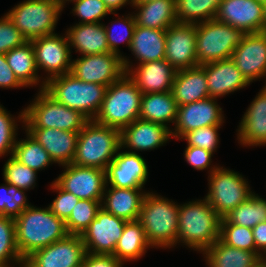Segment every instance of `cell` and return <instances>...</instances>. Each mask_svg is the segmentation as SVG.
Segmentation results:
<instances>
[{
	"mask_svg": "<svg viewBox=\"0 0 266 267\" xmlns=\"http://www.w3.org/2000/svg\"><path fill=\"white\" fill-rule=\"evenodd\" d=\"M16 245L23 260L34 251L64 239L68 233L65 222L49 207L30 205L15 218Z\"/></svg>",
	"mask_w": 266,
	"mask_h": 267,
	"instance_id": "1",
	"label": "cell"
},
{
	"mask_svg": "<svg viewBox=\"0 0 266 267\" xmlns=\"http://www.w3.org/2000/svg\"><path fill=\"white\" fill-rule=\"evenodd\" d=\"M221 217L203 198L179 205L176 244L203 253L220 238Z\"/></svg>",
	"mask_w": 266,
	"mask_h": 267,
	"instance_id": "2",
	"label": "cell"
},
{
	"mask_svg": "<svg viewBox=\"0 0 266 267\" xmlns=\"http://www.w3.org/2000/svg\"><path fill=\"white\" fill-rule=\"evenodd\" d=\"M179 205L161 195L147 192L138 221L152 248H173L178 235Z\"/></svg>",
	"mask_w": 266,
	"mask_h": 267,
	"instance_id": "3",
	"label": "cell"
},
{
	"mask_svg": "<svg viewBox=\"0 0 266 267\" xmlns=\"http://www.w3.org/2000/svg\"><path fill=\"white\" fill-rule=\"evenodd\" d=\"M120 147V130L89 120L79 132L72 164L106 170Z\"/></svg>",
	"mask_w": 266,
	"mask_h": 267,
	"instance_id": "4",
	"label": "cell"
},
{
	"mask_svg": "<svg viewBox=\"0 0 266 267\" xmlns=\"http://www.w3.org/2000/svg\"><path fill=\"white\" fill-rule=\"evenodd\" d=\"M142 92L125 73L106 88L101 108L94 121L122 130L139 119Z\"/></svg>",
	"mask_w": 266,
	"mask_h": 267,
	"instance_id": "5",
	"label": "cell"
},
{
	"mask_svg": "<svg viewBox=\"0 0 266 267\" xmlns=\"http://www.w3.org/2000/svg\"><path fill=\"white\" fill-rule=\"evenodd\" d=\"M106 88L104 85L79 80L67 73L46 81L44 90L57 102L94 120L101 108Z\"/></svg>",
	"mask_w": 266,
	"mask_h": 267,
	"instance_id": "6",
	"label": "cell"
},
{
	"mask_svg": "<svg viewBox=\"0 0 266 267\" xmlns=\"http://www.w3.org/2000/svg\"><path fill=\"white\" fill-rule=\"evenodd\" d=\"M89 121L80 111L57 102L44 89L24 108L23 129H58L80 132Z\"/></svg>",
	"mask_w": 266,
	"mask_h": 267,
	"instance_id": "7",
	"label": "cell"
},
{
	"mask_svg": "<svg viewBox=\"0 0 266 267\" xmlns=\"http://www.w3.org/2000/svg\"><path fill=\"white\" fill-rule=\"evenodd\" d=\"M198 65L230 59L246 33L216 19L195 23Z\"/></svg>",
	"mask_w": 266,
	"mask_h": 267,
	"instance_id": "8",
	"label": "cell"
},
{
	"mask_svg": "<svg viewBox=\"0 0 266 267\" xmlns=\"http://www.w3.org/2000/svg\"><path fill=\"white\" fill-rule=\"evenodd\" d=\"M63 9L56 0H24L6 15L27 40L55 34Z\"/></svg>",
	"mask_w": 266,
	"mask_h": 267,
	"instance_id": "9",
	"label": "cell"
},
{
	"mask_svg": "<svg viewBox=\"0 0 266 267\" xmlns=\"http://www.w3.org/2000/svg\"><path fill=\"white\" fill-rule=\"evenodd\" d=\"M208 185L209 191L204 198L221 218L254 193L243 175L222 166L209 174Z\"/></svg>",
	"mask_w": 266,
	"mask_h": 267,
	"instance_id": "10",
	"label": "cell"
},
{
	"mask_svg": "<svg viewBox=\"0 0 266 267\" xmlns=\"http://www.w3.org/2000/svg\"><path fill=\"white\" fill-rule=\"evenodd\" d=\"M57 33L30 40L34 48L38 71L43 69L49 79L70 73L72 64L71 49L68 38Z\"/></svg>",
	"mask_w": 266,
	"mask_h": 267,
	"instance_id": "11",
	"label": "cell"
},
{
	"mask_svg": "<svg viewBox=\"0 0 266 267\" xmlns=\"http://www.w3.org/2000/svg\"><path fill=\"white\" fill-rule=\"evenodd\" d=\"M70 73L79 80L108 87L126 72L122 57L109 52L72 59Z\"/></svg>",
	"mask_w": 266,
	"mask_h": 267,
	"instance_id": "12",
	"label": "cell"
},
{
	"mask_svg": "<svg viewBox=\"0 0 266 267\" xmlns=\"http://www.w3.org/2000/svg\"><path fill=\"white\" fill-rule=\"evenodd\" d=\"M86 253L80 235H67L62 240L34 251L24 263L28 267H81Z\"/></svg>",
	"mask_w": 266,
	"mask_h": 267,
	"instance_id": "13",
	"label": "cell"
},
{
	"mask_svg": "<svg viewBox=\"0 0 266 267\" xmlns=\"http://www.w3.org/2000/svg\"><path fill=\"white\" fill-rule=\"evenodd\" d=\"M63 173L54 181L65 191L79 199L102 201L106 187V172L103 169L64 165Z\"/></svg>",
	"mask_w": 266,
	"mask_h": 267,
	"instance_id": "14",
	"label": "cell"
},
{
	"mask_svg": "<svg viewBox=\"0 0 266 267\" xmlns=\"http://www.w3.org/2000/svg\"><path fill=\"white\" fill-rule=\"evenodd\" d=\"M127 222L101 208L81 235L86 252L113 254Z\"/></svg>",
	"mask_w": 266,
	"mask_h": 267,
	"instance_id": "15",
	"label": "cell"
},
{
	"mask_svg": "<svg viewBox=\"0 0 266 267\" xmlns=\"http://www.w3.org/2000/svg\"><path fill=\"white\" fill-rule=\"evenodd\" d=\"M122 61L126 74L142 94L171 91L177 70L165 59L141 63L135 68L126 56Z\"/></svg>",
	"mask_w": 266,
	"mask_h": 267,
	"instance_id": "16",
	"label": "cell"
},
{
	"mask_svg": "<svg viewBox=\"0 0 266 267\" xmlns=\"http://www.w3.org/2000/svg\"><path fill=\"white\" fill-rule=\"evenodd\" d=\"M217 98L208 97L193 103L178 106L177 118L172 128V137L180 140L186 133L206 126H222L224 114Z\"/></svg>",
	"mask_w": 266,
	"mask_h": 267,
	"instance_id": "17",
	"label": "cell"
},
{
	"mask_svg": "<svg viewBox=\"0 0 266 267\" xmlns=\"http://www.w3.org/2000/svg\"><path fill=\"white\" fill-rule=\"evenodd\" d=\"M165 60L177 71L198 66L195 23H175L166 29Z\"/></svg>",
	"mask_w": 266,
	"mask_h": 267,
	"instance_id": "18",
	"label": "cell"
},
{
	"mask_svg": "<svg viewBox=\"0 0 266 267\" xmlns=\"http://www.w3.org/2000/svg\"><path fill=\"white\" fill-rule=\"evenodd\" d=\"M118 150L113 161L107 166L106 184L118 188L143 189L148 179V166L138 154Z\"/></svg>",
	"mask_w": 266,
	"mask_h": 267,
	"instance_id": "19",
	"label": "cell"
},
{
	"mask_svg": "<svg viewBox=\"0 0 266 267\" xmlns=\"http://www.w3.org/2000/svg\"><path fill=\"white\" fill-rule=\"evenodd\" d=\"M231 59L249 83L266 78V33H247Z\"/></svg>",
	"mask_w": 266,
	"mask_h": 267,
	"instance_id": "20",
	"label": "cell"
},
{
	"mask_svg": "<svg viewBox=\"0 0 266 267\" xmlns=\"http://www.w3.org/2000/svg\"><path fill=\"white\" fill-rule=\"evenodd\" d=\"M263 4L258 0H222L215 19L247 33L262 32Z\"/></svg>",
	"mask_w": 266,
	"mask_h": 267,
	"instance_id": "21",
	"label": "cell"
},
{
	"mask_svg": "<svg viewBox=\"0 0 266 267\" xmlns=\"http://www.w3.org/2000/svg\"><path fill=\"white\" fill-rule=\"evenodd\" d=\"M171 138L169 127L141 119H136L120 131L121 148H130L129 152L133 153L157 149Z\"/></svg>",
	"mask_w": 266,
	"mask_h": 267,
	"instance_id": "22",
	"label": "cell"
},
{
	"mask_svg": "<svg viewBox=\"0 0 266 267\" xmlns=\"http://www.w3.org/2000/svg\"><path fill=\"white\" fill-rule=\"evenodd\" d=\"M205 68L209 97L220 98L250 85L230 58L202 65Z\"/></svg>",
	"mask_w": 266,
	"mask_h": 267,
	"instance_id": "23",
	"label": "cell"
},
{
	"mask_svg": "<svg viewBox=\"0 0 266 267\" xmlns=\"http://www.w3.org/2000/svg\"><path fill=\"white\" fill-rule=\"evenodd\" d=\"M237 140L243 147L266 146V87L258 92L241 118Z\"/></svg>",
	"mask_w": 266,
	"mask_h": 267,
	"instance_id": "24",
	"label": "cell"
},
{
	"mask_svg": "<svg viewBox=\"0 0 266 267\" xmlns=\"http://www.w3.org/2000/svg\"><path fill=\"white\" fill-rule=\"evenodd\" d=\"M48 152L54 163L64 166L72 163L77 147L79 132L58 129H23Z\"/></svg>",
	"mask_w": 266,
	"mask_h": 267,
	"instance_id": "25",
	"label": "cell"
},
{
	"mask_svg": "<svg viewBox=\"0 0 266 267\" xmlns=\"http://www.w3.org/2000/svg\"><path fill=\"white\" fill-rule=\"evenodd\" d=\"M147 192L142 189L118 188L106 184L101 208L126 221L139 219L143 198Z\"/></svg>",
	"mask_w": 266,
	"mask_h": 267,
	"instance_id": "26",
	"label": "cell"
},
{
	"mask_svg": "<svg viewBox=\"0 0 266 267\" xmlns=\"http://www.w3.org/2000/svg\"><path fill=\"white\" fill-rule=\"evenodd\" d=\"M70 49L81 56L109 53L104 23H76L65 32Z\"/></svg>",
	"mask_w": 266,
	"mask_h": 267,
	"instance_id": "27",
	"label": "cell"
},
{
	"mask_svg": "<svg viewBox=\"0 0 266 267\" xmlns=\"http://www.w3.org/2000/svg\"><path fill=\"white\" fill-rule=\"evenodd\" d=\"M205 68L202 65L178 70L171 93L178 106L193 103L209 97Z\"/></svg>",
	"mask_w": 266,
	"mask_h": 267,
	"instance_id": "28",
	"label": "cell"
},
{
	"mask_svg": "<svg viewBox=\"0 0 266 267\" xmlns=\"http://www.w3.org/2000/svg\"><path fill=\"white\" fill-rule=\"evenodd\" d=\"M202 254L208 267H262L257 252L230 247L220 239Z\"/></svg>",
	"mask_w": 266,
	"mask_h": 267,
	"instance_id": "29",
	"label": "cell"
},
{
	"mask_svg": "<svg viewBox=\"0 0 266 267\" xmlns=\"http://www.w3.org/2000/svg\"><path fill=\"white\" fill-rule=\"evenodd\" d=\"M166 29L135 27L129 50L138 64L165 59Z\"/></svg>",
	"mask_w": 266,
	"mask_h": 267,
	"instance_id": "30",
	"label": "cell"
},
{
	"mask_svg": "<svg viewBox=\"0 0 266 267\" xmlns=\"http://www.w3.org/2000/svg\"><path fill=\"white\" fill-rule=\"evenodd\" d=\"M135 24L152 29H167L177 23L175 0L133 3Z\"/></svg>",
	"mask_w": 266,
	"mask_h": 267,
	"instance_id": "31",
	"label": "cell"
},
{
	"mask_svg": "<svg viewBox=\"0 0 266 267\" xmlns=\"http://www.w3.org/2000/svg\"><path fill=\"white\" fill-rule=\"evenodd\" d=\"M178 104L171 91L142 94L139 119L169 126L175 124Z\"/></svg>",
	"mask_w": 266,
	"mask_h": 267,
	"instance_id": "32",
	"label": "cell"
},
{
	"mask_svg": "<svg viewBox=\"0 0 266 267\" xmlns=\"http://www.w3.org/2000/svg\"><path fill=\"white\" fill-rule=\"evenodd\" d=\"M5 57L13 73L25 87L41 84L39 90L45 88V80L38 75L39 71L31 41H26L21 46L10 50L5 54Z\"/></svg>",
	"mask_w": 266,
	"mask_h": 267,
	"instance_id": "33",
	"label": "cell"
},
{
	"mask_svg": "<svg viewBox=\"0 0 266 267\" xmlns=\"http://www.w3.org/2000/svg\"><path fill=\"white\" fill-rule=\"evenodd\" d=\"M149 248H152V246L146 239L141 223L138 220L128 221L113 255L124 264L128 261L139 260Z\"/></svg>",
	"mask_w": 266,
	"mask_h": 267,
	"instance_id": "34",
	"label": "cell"
},
{
	"mask_svg": "<svg viewBox=\"0 0 266 267\" xmlns=\"http://www.w3.org/2000/svg\"><path fill=\"white\" fill-rule=\"evenodd\" d=\"M222 0H175L178 23H200L215 19Z\"/></svg>",
	"mask_w": 266,
	"mask_h": 267,
	"instance_id": "35",
	"label": "cell"
},
{
	"mask_svg": "<svg viewBox=\"0 0 266 267\" xmlns=\"http://www.w3.org/2000/svg\"><path fill=\"white\" fill-rule=\"evenodd\" d=\"M25 132L26 139H17L12 156L36 172L52 165L54 162L48 152L27 131Z\"/></svg>",
	"mask_w": 266,
	"mask_h": 267,
	"instance_id": "36",
	"label": "cell"
},
{
	"mask_svg": "<svg viewBox=\"0 0 266 267\" xmlns=\"http://www.w3.org/2000/svg\"><path fill=\"white\" fill-rule=\"evenodd\" d=\"M231 223L248 228L266 221V199L253 193L246 201L238 205L225 216Z\"/></svg>",
	"mask_w": 266,
	"mask_h": 267,
	"instance_id": "37",
	"label": "cell"
},
{
	"mask_svg": "<svg viewBox=\"0 0 266 267\" xmlns=\"http://www.w3.org/2000/svg\"><path fill=\"white\" fill-rule=\"evenodd\" d=\"M101 202L80 199L73 208L69 218L65 221L68 235H82L89 224L96 218L101 209Z\"/></svg>",
	"mask_w": 266,
	"mask_h": 267,
	"instance_id": "38",
	"label": "cell"
},
{
	"mask_svg": "<svg viewBox=\"0 0 266 267\" xmlns=\"http://www.w3.org/2000/svg\"><path fill=\"white\" fill-rule=\"evenodd\" d=\"M116 23L122 26L119 28H116L117 26L116 27L114 26V25H117ZM111 26H108V25L105 26L104 24L110 52L123 57L124 55L121 54L118 47H119V44L125 42L128 46V49L130 48L132 37H133L134 30L136 27L133 13L128 14V16L126 15L125 17L124 15L119 16L117 20H114L111 22Z\"/></svg>",
	"mask_w": 266,
	"mask_h": 267,
	"instance_id": "39",
	"label": "cell"
},
{
	"mask_svg": "<svg viewBox=\"0 0 266 267\" xmlns=\"http://www.w3.org/2000/svg\"><path fill=\"white\" fill-rule=\"evenodd\" d=\"M226 245L256 252L252 229L231 224L225 217L220 221V238Z\"/></svg>",
	"mask_w": 266,
	"mask_h": 267,
	"instance_id": "40",
	"label": "cell"
},
{
	"mask_svg": "<svg viewBox=\"0 0 266 267\" xmlns=\"http://www.w3.org/2000/svg\"><path fill=\"white\" fill-rule=\"evenodd\" d=\"M0 263H24L16 245L15 218L0 216Z\"/></svg>",
	"mask_w": 266,
	"mask_h": 267,
	"instance_id": "41",
	"label": "cell"
},
{
	"mask_svg": "<svg viewBox=\"0 0 266 267\" xmlns=\"http://www.w3.org/2000/svg\"><path fill=\"white\" fill-rule=\"evenodd\" d=\"M24 189L5 182L0 185V216L16 218L20 213L28 208L29 204Z\"/></svg>",
	"mask_w": 266,
	"mask_h": 267,
	"instance_id": "42",
	"label": "cell"
},
{
	"mask_svg": "<svg viewBox=\"0 0 266 267\" xmlns=\"http://www.w3.org/2000/svg\"><path fill=\"white\" fill-rule=\"evenodd\" d=\"M3 179L10 185L28 191L36 186L37 172L10 156L3 167Z\"/></svg>",
	"mask_w": 266,
	"mask_h": 267,
	"instance_id": "43",
	"label": "cell"
},
{
	"mask_svg": "<svg viewBox=\"0 0 266 267\" xmlns=\"http://www.w3.org/2000/svg\"><path fill=\"white\" fill-rule=\"evenodd\" d=\"M17 120L22 122V125L24 124V109L18 117H14L0 104V157L8 154L10 156L13 155L14 146L17 141Z\"/></svg>",
	"mask_w": 266,
	"mask_h": 267,
	"instance_id": "44",
	"label": "cell"
},
{
	"mask_svg": "<svg viewBox=\"0 0 266 267\" xmlns=\"http://www.w3.org/2000/svg\"><path fill=\"white\" fill-rule=\"evenodd\" d=\"M74 7L72 13L81 20L79 23H100L106 15L111 13L103 0H76L73 1Z\"/></svg>",
	"mask_w": 266,
	"mask_h": 267,
	"instance_id": "45",
	"label": "cell"
},
{
	"mask_svg": "<svg viewBox=\"0 0 266 267\" xmlns=\"http://www.w3.org/2000/svg\"><path fill=\"white\" fill-rule=\"evenodd\" d=\"M221 126H206L202 128H198L191 132L186 133L182 138L186 140L187 146H194L203 148L212 153L216 152L218 148L219 134L218 130Z\"/></svg>",
	"mask_w": 266,
	"mask_h": 267,
	"instance_id": "46",
	"label": "cell"
},
{
	"mask_svg": "<svg viewBox=\"0 0 266 267\" xmlns=\"http://www.w3.org/2000/svg\"><path fill=\"white\" fill-rule=\"evenodd\" d=\"M50 187L53 191L57 192L58 195L48 207L58 218L65 222L80 199L73 193L62 189L55 181L52 182Z\"/></svg>",
	"mask_w": 266,
	"mask_h": 267,
	"instance_id": "47",
	"label": "cell"
},
{
	"mask_svg": "<svg viewBox=\"0 0 266 267\" xmlns=\"http://www.w3.org/2000/svg\"><path fill=\"white\" fill-rule=\"evenodd\" d=\"M26 41L6 14L0 18V54H6Z\"/></svg>",
	"mask_w": 266,
	"mask_h": 267,
	"instance_id": "48",
	"label": "cell"
},
{
	"mask_svg": "<svg viewBox=\"0 0 266 267\" xmlns=\"http://www.w3.org/2000/svg\"><path fill=\"white\" fill-rule=\"evenodd\" d=\"M183 154L187 163H189L194 169L198 171L209 169L208 173L211 174L218 167L216 165L212 166L213 164H211L212 156L214 153L203 148L186 146Z\"/></svg>",
	"mask_w": 266,
	"mask_h": 267,
	"instance_id": "49",
	"label": "cell"
},
{
	"mask_svg": "<svg viewBox=\"0 0 266 267\" xmlns=\"http://www.w3.org/2000/svg\"><path fill=\"white\" fill-rule=\"evenodd\" d=\"M81 267H123L113 254L86 253Z\"/></svg>",
	"mask_w": 266,
	"mask_h": 267,
	"instance_id": "50",
	"label": "cell"
},
{
	"mask_svg": "<svg viewBox=\"0 0 266 267\" xmlns=\"http://www.w3.org/2000/svg\"><path fill=\"white\" fill-rule=\"evenodd\" d=\"M25 87L13 73L8 65L5 54H0V88H21Z\"/></svg>",
	"mask_w": 266,
	"mask_h": 267,
	"instance_id": "51",
	"label": "cell"
},
{
	"mask_svg": "<svg viewBox=\"0 0 266 267\" xmlns=\"http://www.w3.org/2000/svg\"><path fill=\"white\" fill-rule=\"evenodd\" d=\"M256 252L262 256L266 251V221L258 223L252 228Z\"/></svg>",
	"mask_w": 266,
	"mask_h": 267,
	"instance_id": "52",
	"label": "cell"
},
{
	"mask_svg": "<svg viewBox=\"0 0 266 267\" xmlns=\"http://www.w3.org/2000/svg\"><path fill=\"white\" fill-rule=\"evenodd\" d=\"M105 5L111 13H116L117 10L122 9L126 4H131L133 6V0H103Z\"/></svg>",
	"mask_w": 266,
	"mask_h": 267,
	"instance_id": "53",
	"label": "cell"
},
{
	"mask_svg": "<svg viewBox=\"0 0 266 267\" xmlns=\"http://www.w3.org/2000/svg\"><path fill=\"white\" fill-rule=\"evenodd\" d=\"M56 1L60 5V7L63 9L66 5V2L71 3V2L76 1V0H56Z\"/></svg>",
	"mask_w": 266,
	"mask_h": 267,
	"instance_id": "54",
	"label": "cell"
},
{
	"mask_svg": "<svg viewBox=\"0 0 266 267\" xmlns=\"http://www.w3.org/2000/svg\"><path fill=\"white\" fill-rule=\"evenodd\" d=\"M20 264H22V263H0V267H14L15 265L17 266V265H20Z\"/></svg>",
	"mask_w": 266,
	"mask_h": 267,
	"instance_id": "55",
	"label": "cell"
},
{
	"mask_svg": "<svg viewBox=\"0 0 266 267\" xmlns=\"http://www.w3.org/2000/svg\"><path fill=\"white\" fill-rule=\"evenodd\" d=\"M261 266L266 267V251L264 254L261 256Z\"/></svg>",
	"mask_w": 266,
	"mask_h": 267,
	"instance_id": "56",
	"label": "cell"
},
{
	"mask_svg": "<svg viewBox=\"0 0 266 267\" xmlns=\"http://www.w3.org/2000/svg\"><path fill=\"white\" fill-rule=\"evenodd\" d=\"M263 12H264V27L266 29V3L263 4Z\"/></svg>",
	"mask_w": 266,
	"mask_h": 267,
	"instance_id": "57",
	"label": "cell"
},
{
	"mask_svg": "<svg viewBox=\"0 0 266 267\" xmlns=\"http://www.w3.org/2000/svg\"><path fill=\"white\" fill-rule=\"evenodd\" d=\"M150 1H155V0H133V3H146Z\"/></svg>",
	"mask_w": 266,
	"mask_h": 267,
	"instance_id": "58",
	"label": "cell"
},
{
	"mask_svg": "<svg viewBox=\"0 0 266 267\" xmlns=\"http://www.w3.org/2000/svg\"><path fill=\"white\" fill-rule=\"evenodd\" d=\"M18 267H28L25 263L18 265Z\"/></svg>",
	"mask_w": 266,
	"mask_h": 267,
	"instance_id": "59",
	"label": "cell"
},
{
	"mask_svg": "<svg viewBox=\"0 0 266 267\" xmlns=\"http://www.w3.org/2000/svg\"><path fill=\"white\" fill-rule=\"evenodd\" d=\"M260 1L262 4L266 3V0H258Z\"/></svg>",
	"mask_w": 266,
	"mask_h": 267,
	"instance_id": "60",
	"label": "cell"
}]
</instances>
